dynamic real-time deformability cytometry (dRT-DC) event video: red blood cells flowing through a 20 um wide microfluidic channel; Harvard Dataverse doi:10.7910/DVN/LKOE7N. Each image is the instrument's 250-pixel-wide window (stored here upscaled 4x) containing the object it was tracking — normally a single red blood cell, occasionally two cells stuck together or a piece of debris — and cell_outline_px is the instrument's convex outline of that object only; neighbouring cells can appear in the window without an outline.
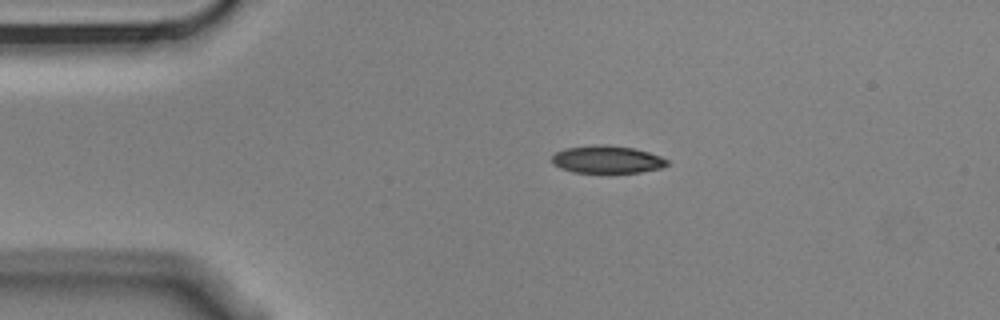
{"species": "Egyptian fruit bat (a non-hibernating species)", "species_latin": "Rousettus aegyptiacus", "temperature_condition": "cold", "stored_images_in_passage": 3, "camera_frame_rate_fps": 3000, "um_per_image_px": 0.085, "animal": {"sex": "male"}, "frame": {"image": 1, "passage_image": 1, "time_ms": 0.0, "image_size_px": [1000, 320], "cell_outline_px": [[668, 164], [660, 168], [640, 172], [608, 176], [572, 172], [560, 168], [552, 164], [552, 156], [556, 152], [564, 148], [592, 144], [608, 144], [632, 148], [648, 152], [660, 156], [668, 160]], "centroid_in_image_um": [51.55, 13.6], "position_along_channel_um": 33.4, "area_um2": 19.54}}
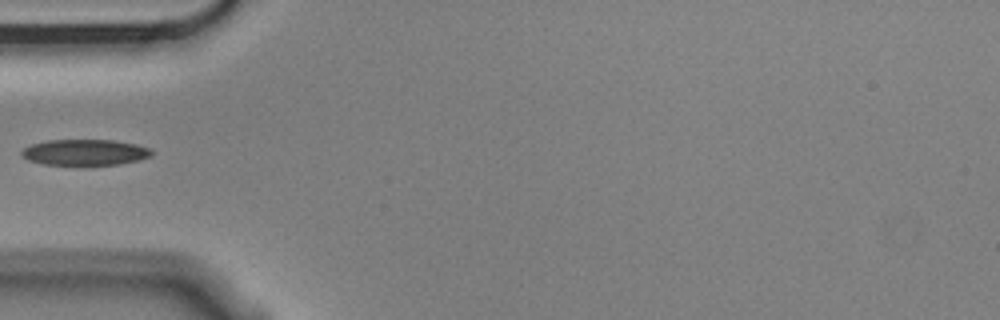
{"frame": {"image": 2, "passage_image": 3, "time_ms": 0.667, "image_size_px": [1000, 320], "cell_outline_px": [[152, 156], [140, 160], [120, 164], [44, 164], [28, 160], [20, 156], [20, 152], [24, 148], [32, 144], [48, 140], [112, 140], [136, 144], [148, 148], [152, 152]], "centroid_in_image_um": [7.21, 12.94], "position_along_channel_um": 77.8, "area_um2": 19.48}}